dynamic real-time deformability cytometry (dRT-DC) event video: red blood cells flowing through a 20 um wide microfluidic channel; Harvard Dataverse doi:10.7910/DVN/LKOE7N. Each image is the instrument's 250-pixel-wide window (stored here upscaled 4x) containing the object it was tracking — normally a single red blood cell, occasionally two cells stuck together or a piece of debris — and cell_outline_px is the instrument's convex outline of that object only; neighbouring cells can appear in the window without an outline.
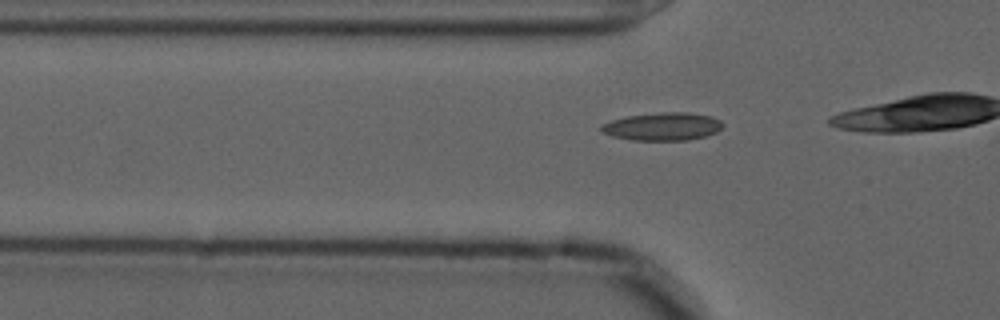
{"species": "common noctule bat (a hibernating species)", "species_latin": "Nyctalus noctula", "temperature_condition": "cold", "stored_images_in_passage": 27, "camera_frame_rate_fps": 3000, "um_per_image_px": 0.085, "animal": {"sex": "male", "forearm_length_mm": 52.5}, "frame": {"image": 1, "passage_image": 14, "time_ms": 4.333, "image_size_px": [1000, 320], "cell_outline_px": [[724, 124], [716, 132], [708, 136], [688, 140], [632, 140], [612, 136], [600, 132], [600, 124], [612, 120], [628, 116], [660, 112], [688, 112], [712, 116], [720, 120]], "centroid_in_image_um": [56.32, 10.75], "position_along_channel_um": 69.5, "area_um2": 19.94}}
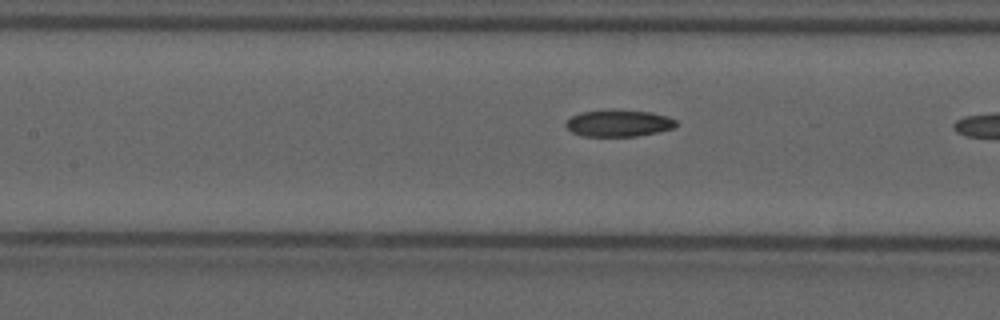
{"frame": {"image": 2, "passage_image": 21, "time_ms": 6.667, "image_size_px": [1000, 320], "cell_outline_px": [[676, 128], [636, 136], [584, 136], [572, 132], [564, 124], [572, 116], [580, 112], [612, 108], [652, 112], [668, 116], [676, 120]], "centroid_in_image_um": [52.6, 10.44], "position_along_channel_um": 154.8, "area_um2": 17.51}}